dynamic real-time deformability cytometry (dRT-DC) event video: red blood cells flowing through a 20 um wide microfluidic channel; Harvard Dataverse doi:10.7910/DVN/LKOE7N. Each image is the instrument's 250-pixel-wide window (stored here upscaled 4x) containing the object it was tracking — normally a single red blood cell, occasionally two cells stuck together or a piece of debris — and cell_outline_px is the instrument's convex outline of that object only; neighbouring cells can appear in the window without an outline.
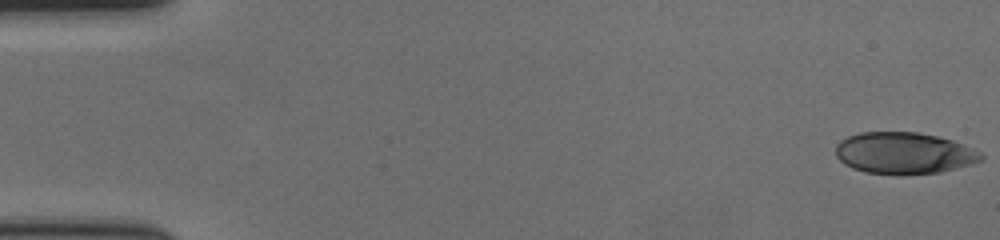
{"species": "human", "species_latin": "Homo sapiens", "temperature_condition": "cold", "stored_images_in_passage": 58, "camera_frame_rate_fps": 3000, "um_per_image_px": 0.085, "donor": {"sex": "female"}, "frame": {"image": 1, "passage_image": 1, "time_ms": 0.0, "image_size_px": [1000, 240], "cell_outline_px": [[984, 160], [972, 164], [940, 172], [904, 176], [896, 176], [864, 172], [852, 168], [844, 164], [836, 156], [836, 144], [840, 140], [848, 136], [860, 132], [916, 132], [936, 136], [952, 140], [980, 152], [984, 156]], "centroid_in_image_um": [76.82, 13.04], "position_along_channel_um": 8.2, "area_um2": 35.72}}
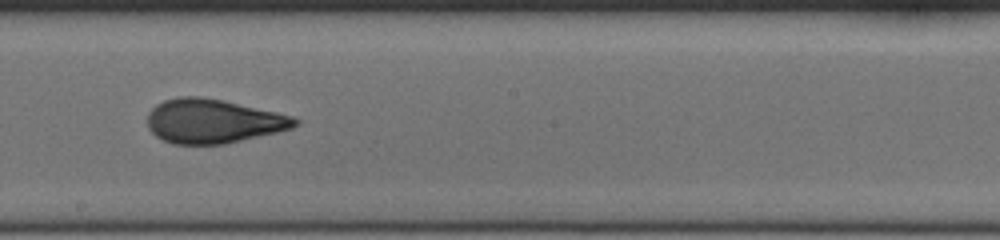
{"frame": {"image": 2, "passage_image": 33, "time_ms": 10.667, "image_size_px": [1000, 240], "cell_outline_px": [[300, 124], [292, 128], [276, 132], [224, 144], [172, 144], [156, 136], [148, 128], [148, 112], [156, 104], [164, 100], [180, 96], [200, 96], [224, 100], [276, 112], [292, 116], [300, 120]], "centroid_in_image_um": [18.1, 10.29], "position_along_channel_um": 230.1, "area_um2": 37.92}}
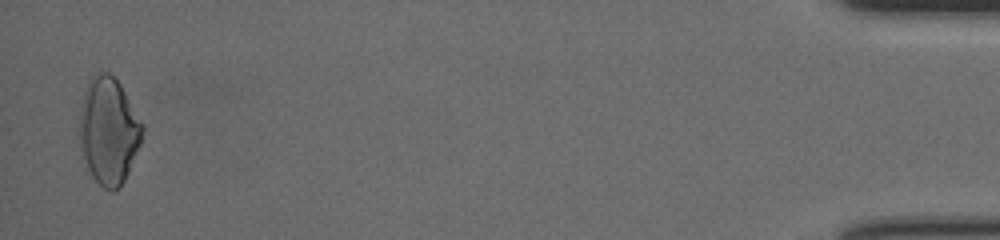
{"frame": {"image": 3, "passage_image": 57, "time_ms": 18.667, "image_size_px": [1000, 240], "cell_outline_px": [[144, 128], [140, 144], [128, 172], [120, 188], [112, 192], [104, 188], [92, 176], [80, 152], [80, 112], [84, 92], [88, 80], [92, 72], [108, 72], [120, 84], [144, 124]], "centroid_in_image_um": [9.23, 11.1], "position_along_channel_um": 426.0, "area_um2": 39.25}, "authors_computed_cell_mechanics": {"area_um2": 36.8186, "velocity_mm_per_s": 3.5719, "shape_relaxation_time_tau1_ms": 6.0268, "shape_relaxation_time_tau2_ms": 1.3579, "deformation_change_tau1": 0.187, "deformation_change_tau2": 0.0835}}